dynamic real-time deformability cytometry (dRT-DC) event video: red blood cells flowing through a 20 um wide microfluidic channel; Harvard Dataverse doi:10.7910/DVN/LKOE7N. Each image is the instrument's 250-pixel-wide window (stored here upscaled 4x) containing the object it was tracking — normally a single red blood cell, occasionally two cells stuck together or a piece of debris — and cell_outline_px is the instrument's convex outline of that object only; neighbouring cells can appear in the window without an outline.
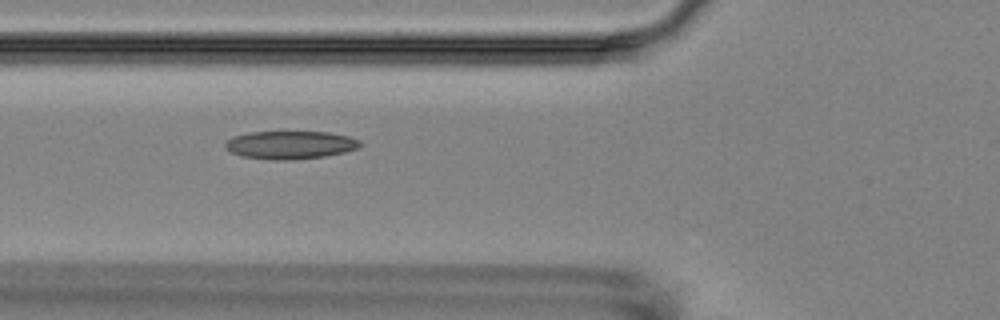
{"species": "Egyptian fruit bat (a non-hibernating species)", "species_latin": "Rousettus aegyptiacus", "temperature_condition": "room temperature", "stored_images_in_passage": 4, "camera_frame_rate_fps": 3000, "um_per_image_px": 0.085, "animal": {"sex": "female"}, "frame": {"image": 1, "passage_image": 3, "time_ms": 3.0, "image_size_px": [1000, 320], "cell_outline_px": [[364, 144], [360, 148], [344, 152], [324, 156], [292, 160], [276, 160], [240, 156], [232, 152], [224, 144], [232, 136], [248, 132], [328, 132], [348, 136], [360, 140]], "centroid_in_image_um": [24.71, 12.31], "position_along_channel_um": 101.1, "area_um2": 22.08}}